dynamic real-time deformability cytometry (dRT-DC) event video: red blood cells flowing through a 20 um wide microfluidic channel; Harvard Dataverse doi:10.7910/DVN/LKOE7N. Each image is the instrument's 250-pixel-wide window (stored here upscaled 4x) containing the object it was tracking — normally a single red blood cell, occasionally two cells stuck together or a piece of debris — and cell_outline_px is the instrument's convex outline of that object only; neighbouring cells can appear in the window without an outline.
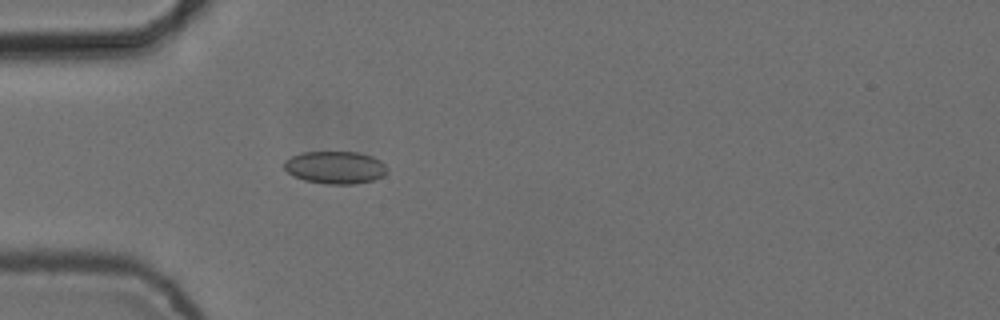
{"species": "common noctule bat (a hibernating species)", "species_latin": "Nyctalus noctula", "temperature_condition": "cold", "stored_images_in_passage": 3, "camera_frame_rate_fps": 3000, "um_per_image_px": 0.085, "animal": {"sex": "female", "body_mass_g": 24.6, "forearm_length_mm": 56.2}, "frame": {"image": 1, "passage_image": 3, "time_ms": 0.667, "image_size_px": [1000, 320], "cell_outline_px": [[388, 172], [384, 176], [372, 180], [352, 184], [328, 184], [304, 180], [292, 176], [284, 168], [284, 160], [292, 156], [304, 152], [360, 152], [372, 156], [380, 160], [388, 168]], "centroid_in_image_um": [28.51, 14.23], "position_along_channel_um": 56.5, "area_um2": 19.65}}